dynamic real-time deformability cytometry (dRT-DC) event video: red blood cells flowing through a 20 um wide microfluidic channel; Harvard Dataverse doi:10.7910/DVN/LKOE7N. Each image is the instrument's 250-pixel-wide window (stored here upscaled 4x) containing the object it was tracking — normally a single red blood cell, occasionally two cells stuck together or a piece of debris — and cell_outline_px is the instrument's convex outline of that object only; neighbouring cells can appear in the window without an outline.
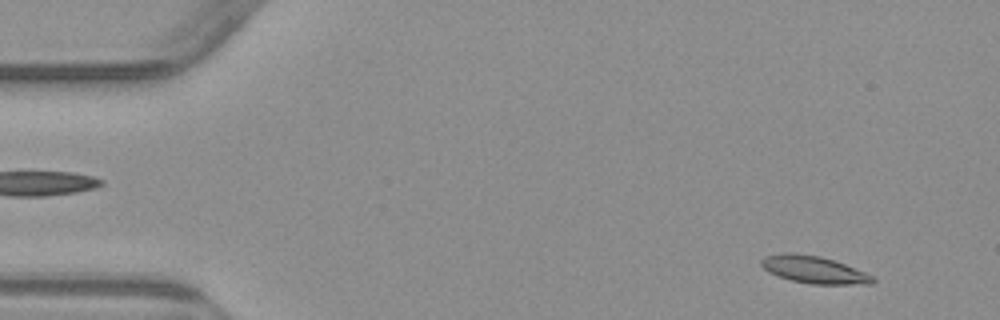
{"species": "common noctule bat (a hibernating species)", "species_latin": "Nyctalus noctula", "temperature_condition": "warm", "stored_images_in_passage": 2, "camera_frame_rate_fps": 3000, "um_per_image_px": 0.085, "animal": {"sex": "male", "body_mass_g": 23.1, "forearm_length_mm": 52.7}, "frame": {"image": 1, "passage_image": 1, "time_ms": 0.0, "image_size_px": [1000, 320], "cell_outline_px": [[876, 280], [872, 284], [812, 284], [792, 280], [768, 272], [760, 264], [760, 260], [764, 256], [784, 252], [792, 252], [820, 256], [844, 264], [864, 272], [872, 276]], "centroid_in_image_um": [69.15, 22.91], "position_along_channel_um": 15.9, "area_um2": 17.57}}